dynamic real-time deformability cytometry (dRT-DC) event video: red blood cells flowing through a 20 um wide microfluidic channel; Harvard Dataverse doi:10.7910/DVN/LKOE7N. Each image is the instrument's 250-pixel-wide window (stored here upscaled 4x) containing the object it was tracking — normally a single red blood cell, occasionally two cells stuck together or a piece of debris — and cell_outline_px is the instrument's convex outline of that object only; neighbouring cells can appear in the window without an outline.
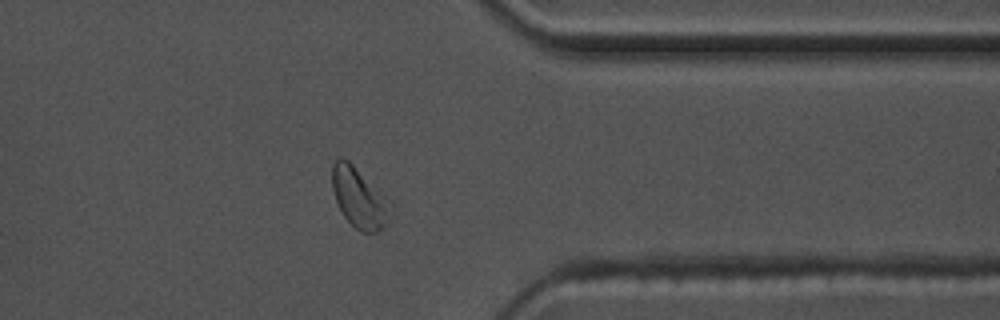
{"species": "common noctule bat (a hibernating species)", "species_latin": "Nyctalus noctula", "temperature_condition": "warm", "stored_images_in_passage": 39, "camera_frame_rate_fps": 3000, "um_per_image_px": 0.085, "animal": {"sex": "male", "body_mass_g": 17.5, "forearm_length_mm": 52.3}, "frame": {"image": 1, "passage_image": 28, "time_ms": 9.0, "image_size_px": [1000, 320], "cell_outline_px": [[392, 204], [388, 220], [376, 232], [360, 232], [344, 216], [336, 200], [332, 188], [332, 164], [340, 156], [348, 160]], "centroid_in_image_um": [30.5, 16.81], "position_along_channel_um": 380.9, "area_um2": 19.83}}
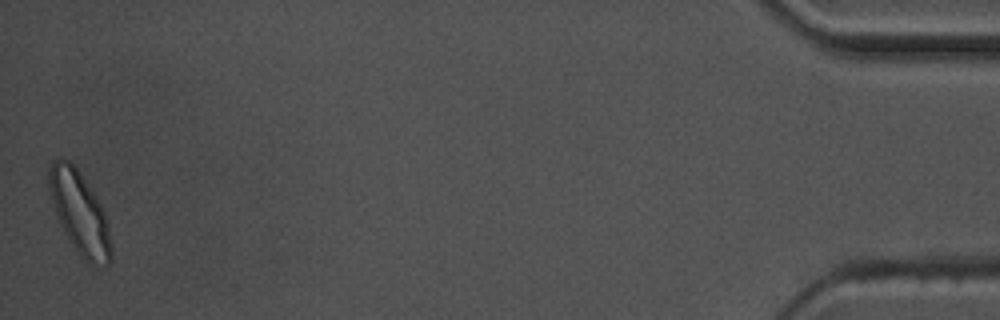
{"frame": {"image": 2, "passage_image": 39, "time_ms": 12.667, "image_size_px": [1000, 320], "cell_outline_px": [[112, 260], [108, 264], [104, 264], [84, 260], [80, 256], [64, 232], [56, 216], [48, 188], [48, 168], [56, 160], [68, 160], [76, 168], [100, 204], [104, 212], [108, 224], [112, 248]], "centroid_in_image_um": [6.76, 18.11], "position_along_channel_um": 428.4, "area_um2": 29.13}, "authors_computed_cell_mechanics": {"area_um2": 19.5364, "velocity_mm_per_s": 3.6047, "shape_relaxation_time_tau1_ms": 4.0167, "shape_relaxation_time_tau2_ms": 2.3883, "deformation_change_tau1": 0.1045, "deformation_change_tau2": 0.0802}}